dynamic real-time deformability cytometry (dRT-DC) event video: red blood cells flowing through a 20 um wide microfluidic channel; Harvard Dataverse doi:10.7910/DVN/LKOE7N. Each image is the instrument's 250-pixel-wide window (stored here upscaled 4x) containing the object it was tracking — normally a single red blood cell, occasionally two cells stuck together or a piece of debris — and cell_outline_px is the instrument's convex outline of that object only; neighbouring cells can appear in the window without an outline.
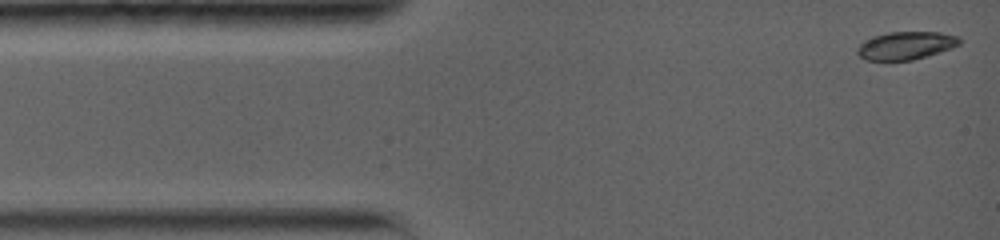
{"species": "common noctule bat (a hibernating species)", "species_latin": "Nyctalus noctula", "temperature_condition": "warm", "stored_images_in_passage": 68, "camera_frame_rate_fps": 5000, "um_per_image_px": 0.085, "animal": {"sex": "female", "body_mass_g": 19.0, "forearm_length_mm": 56.7}, "frame": {"image": 1, "passage_image": 1, "time_ms": 0.0, "image_size_px": [1000, 240], "cell_outline_px": [[960, 44], [952, 48], [928, 56], [912, 60], [864, 60], [856, 52], [856, 48], [864, 40], [888, 32], [940, 32], [960, 36]], "centroid_in_image_um": [77.01, 3.87], "position_along_channel_um": 8.0, "area_um2": 16.7}}
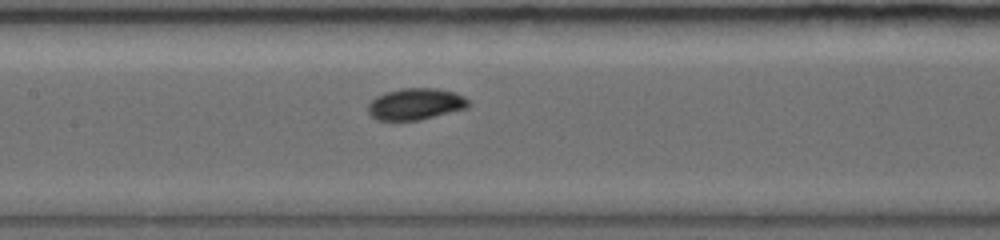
{"frame": {"image": 2, "passage_image": 29, "time_ms": 6.2, "image_size_px": [1000, 240], "cell_outline_px": [[472, 104], [468, 108], [420, 120], [376, 120], [368, 112], [368, 104], [376, 96], [384, 92], [400, 88], [436, 88], [456, 92], [464, 96]], "centroid_in_image_um": [35.35, 8.83], "position_along_channel_um": 172.0, "area_um2": 18.73}}
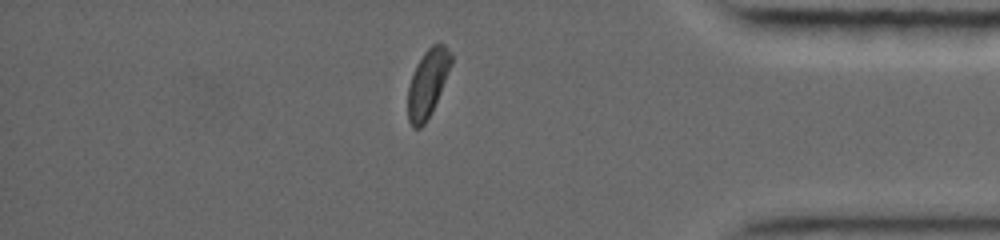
{"frame": {"image": 3, "passage_image": 59, "time_ms": 12.8, "image_size_px": [1000, 240], "cell_outline_px": [[452, 60], [440, 92], [432, 112], [424, 124], [420, 128], [412, 128], [408, 120], [408, 88], [416, 64], [424, 52], [432, 44], [444, 44], [452, 52]], "centroid_in_image_um": [36.34, 7.08], "position_along_channel_um": 398.9, "area_um2": 16.82}, "authors_computed_cell_mechanics": {"area_um2": 17.6868, "velocity_mm_per_s": 3.8168, "shape_relaxation_time_tau1_ms": 2.2712, "shape_relaxation_time_tau2_ms": 6.4878, "deformation_change_tau1": 0.1107, "deformation_change_tau2": 0.0741}}